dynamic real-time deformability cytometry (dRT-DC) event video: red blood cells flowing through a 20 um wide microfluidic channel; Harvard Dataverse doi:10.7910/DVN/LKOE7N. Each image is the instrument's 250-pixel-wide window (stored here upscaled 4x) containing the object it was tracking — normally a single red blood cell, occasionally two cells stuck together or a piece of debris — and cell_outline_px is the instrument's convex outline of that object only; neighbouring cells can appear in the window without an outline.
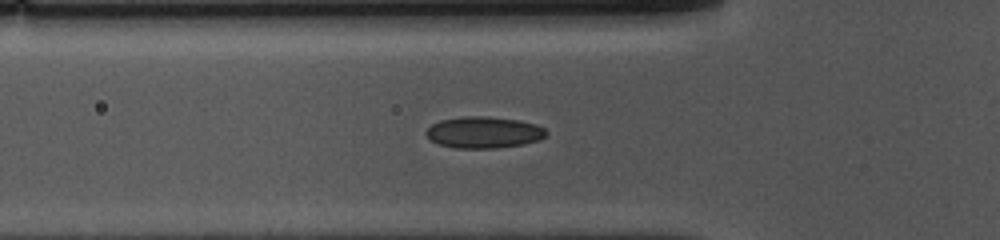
{"species": "common noctule bat (a hibernating species)", "species_latin": "Nyctalus noctula", "temperature_condition": "cold", "stored_images_in_passage": 39, "camera_frame_rate_fps": 3000, "um_per_image_px": 0.085, "animal": {"sex": "female", "body_mass_g": 10.0, "forearm_length_mm": 53.1}, "frame": {"image": 1, "passage_image": 2, "time_ms": 0.333, "image_size_px": [1000, 240], "cell_outline_px": [[548, 132], [540, 140], [524, 144], [496, 148], [456, 148], [440, 144], [432, 140], [424, 132], [432, 124], [440, 120], [464, 116], [488, 116], [520, 120], [536, 124], [544, 128]], "centroid_in_image_um": [41.15, 11.24], "position_along_channel_um": 84.7, "area_um2": 22.08}}
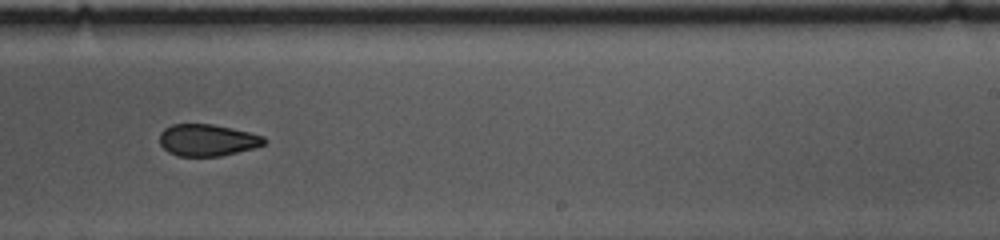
{"frame": {"image": 2, "passage_image": 17, "time_ms": 5.333, "image_size_px": [1000, 240], "cell_outline_px": [[268, 140], [264, 144], [256, 148], [220, 156], [176, 156], [168, 152], [160, 144], [160, 132], [164, 128], [172, 124], [212, 124], [248, 132], [264, 136]], "centroid_in_image_um": [17.63, 11.91], "position_along_channel_um": 271.4, "area_um2": 19.48}}
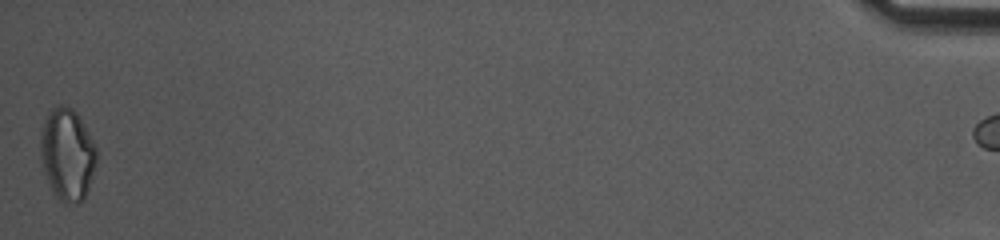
{"frame": {"image": 3, "passage_image": 38, "time_ms": 12.333, "image_size_px": [1000, 240], "cell_outline_px": [[96, 160], [92, 176], [84, 200], [80, 204], [64, 204], [52, 196], [40, 160], [40, 132], [48, 112], [52, 108], [60, 104], [64, 104], [72, 108], [80, 116], [96, 148]], "centroid_in_image_um": [5.69, 13.16], "position_along_channel_um": 429.5, "area_um2": 30.69}}